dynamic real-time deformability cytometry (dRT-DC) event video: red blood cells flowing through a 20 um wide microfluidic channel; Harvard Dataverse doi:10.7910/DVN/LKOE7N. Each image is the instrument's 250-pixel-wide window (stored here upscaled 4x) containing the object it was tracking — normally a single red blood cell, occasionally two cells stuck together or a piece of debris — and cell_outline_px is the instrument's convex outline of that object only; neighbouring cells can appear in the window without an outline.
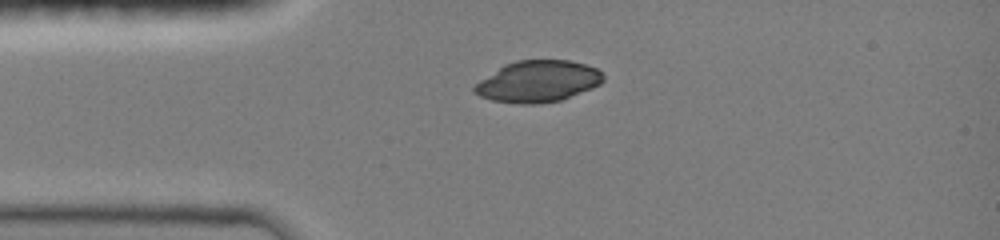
{"species": "common noctule bat (a hibernating species)", "species_latin": "Nyctalus noctula", "temperature_condition": "room temperature", "stored_images_in_passage": 34, "camera_frame_rate_fps": 3000, "um_per_image_px": 0.085, "animal": {"sex": "female", "body_mass_g": 19.0, "forearm_length_mm": 51.5}, "frame": {"image": 1, "passage_image": 1, "time_ms": 0.0, "image_size_px": [1000, 240], "cell_outline_px": [[604, 80], [600, 84], [592, 88], [560, 100], [536, 104], [520, 104], [492, 100], [480, 96], [472, 92], [472, 88], [480, 80], [504, 64], [516, 60], [568, 60], [584, 64], [596, 68], [604, 76]], "centroid_in_image_um": [45.7, 6.92], "position_along_channel_um": 39.3, "area_um2": 31.04}}
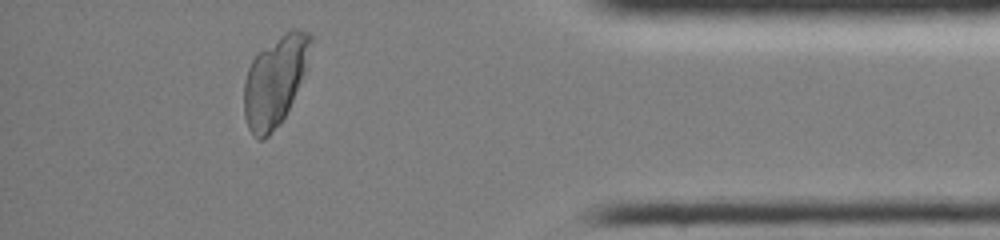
{"frame": {"image": 2, "passage_image": 32, "time_ms": 10.333, "image_size_px": [1000, 240], "cell_outline_px": [[312, 40], [304, 68], [300, 80], [292, 100], [284, 116], [268, 136], [264, 140], [260, 140], [248, 128], [244, 116], [244, 80], [248, 68], [252, 60], [260, 52], [284, 32], [292, 28], [296, 28], [308, 32], [312, 36]], "centroid_in_image_um": [23.33, 6.87], "position_along_channel_um": 411.9, "area_um2": 33.81}}